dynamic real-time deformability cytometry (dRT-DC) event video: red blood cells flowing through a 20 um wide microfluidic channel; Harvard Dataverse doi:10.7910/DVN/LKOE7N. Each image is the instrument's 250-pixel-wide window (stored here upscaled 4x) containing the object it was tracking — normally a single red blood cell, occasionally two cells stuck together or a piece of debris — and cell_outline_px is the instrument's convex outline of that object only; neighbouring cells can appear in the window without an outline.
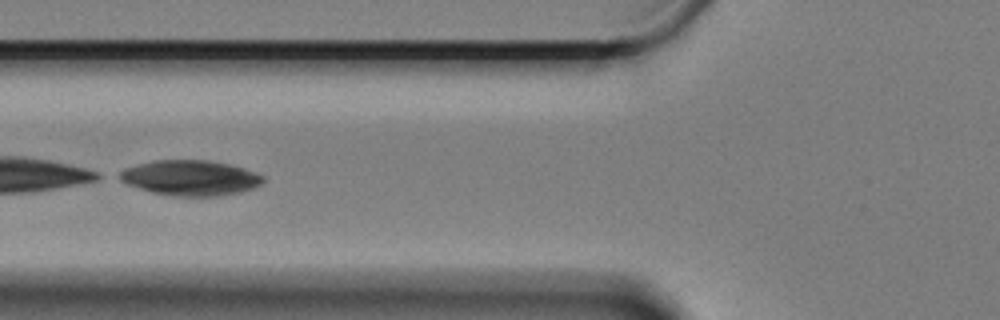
{"species": "Egyptian fruit bat (a non-hibernating species)", "species_latin": "Rousettus aegyptiacus", "temperature_condition": "cold", "stored_images_in_passage": 52, "camera_frame_rate_fps": 3000, "um_per_image_px": 0.085, "animal": {"sex": "female"}, "frame": {"image": 1, "passage_image": 22, "time_ms": 7.0, "image_size_px": [1000, 320], "cell_outline_px": [[264, 180], [260, 184], [252, 188], [240, 192], [220, 196], [172, 196], [152, 192], [128, 184], [112, 176], [116, 172], [124, 168], [152, 160], [208, 160], [228, 164], [244, 168], [256, 172], [264, 176]], "centroid_in_image_um": [16.12, 15.11], "position_along_channel_um": 109.7, "area_um2": 29.77}}
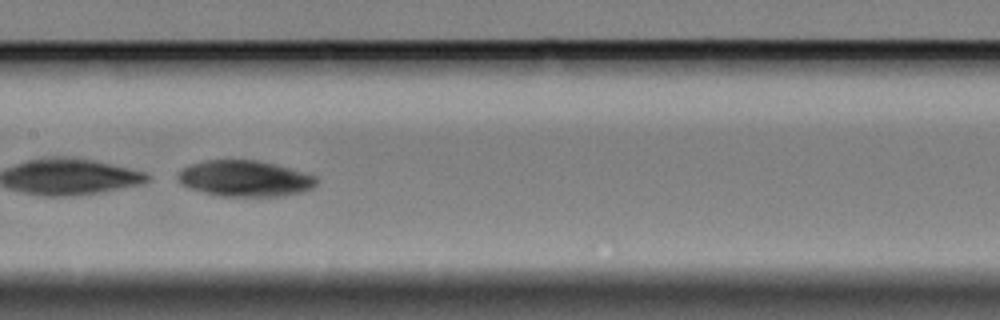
{"frame": {"image": 2, "passage_image": 29, "time_ms": 9.333, "image_size_px": [1000, 320], "cell_outline_px": [[316, 184], [312, 188], [300, 192], [284, 196], [216, 196], [188, 188], [180, 184], [176, 180], [176, 176], [184, 168], [192, 164], [204, 160], [256, 160], [276, 164], [316, 176]], "centroid_in_image_um": [20.77, 15.18], "position_along_channel_um": 186.6, "area_um2": 29.19}}
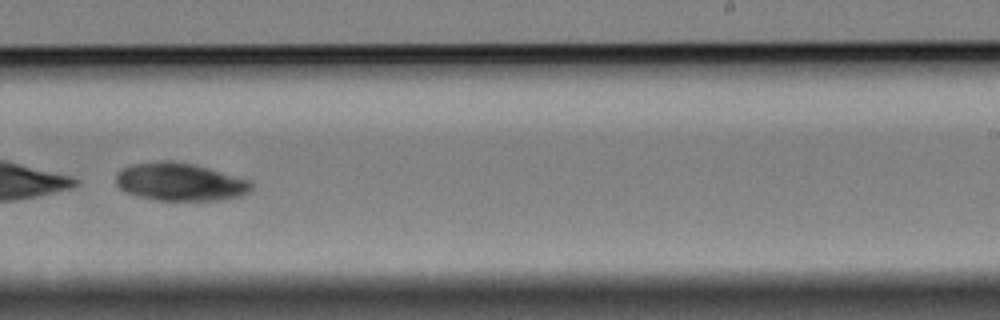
{"frame": {"image": 3, "passage_image": 37, "time_ms": 12.0, "image_size_px": [1000, 320], "cell_outline_px": [[252, 188], [248, 192], [240, 196], [224, 200], [156, 200], [124, 192], [116, 184], [116, 172], [120, 168], [132, 164], [160, 160], [172, 160], [192, 164], [208, 168], [248, 180], [252, 184]], "centroid_in_image_um": [15.25, 15.45], "position_along_channel_um": 273.8, "area_um2": 29.94}}